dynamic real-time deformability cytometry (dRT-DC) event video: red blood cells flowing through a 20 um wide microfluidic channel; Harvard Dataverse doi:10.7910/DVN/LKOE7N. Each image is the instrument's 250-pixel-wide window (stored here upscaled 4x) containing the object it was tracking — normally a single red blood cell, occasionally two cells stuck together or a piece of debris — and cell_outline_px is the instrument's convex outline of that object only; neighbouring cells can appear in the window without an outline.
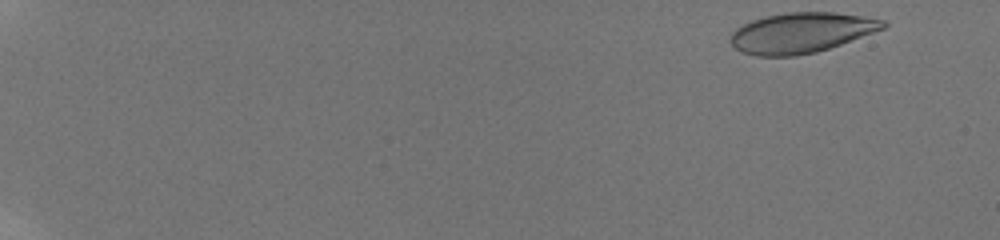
{"species": "human", "species_latin": "Homo sapiens", "temperature_condition": "room temperature", "stored_images_in_passage": 54, "camera_frame_rate_fps": 3000, "um_per_image_px": 0.085, "donor": {"sex": "male"}, "frame": {"image": 1, "passage_image": 2, "time_ms": 0.333, "image_size_px": [1000, 240], "cell_outline_px": [[888, 24], [884, 28], [840, 44], [816, 52], [796, 56], [756, 56], [744, 52], [736, 48], [728, 40], [732, 32], [736, 28], [752, 20], [768, 16], [788, 12], [832, 12], [860, 16], [884, 20]], "centroid_in_image_um": [68.07, 2.79], "position_along_channel_um": 16.9, "area_um2": 35.43}}
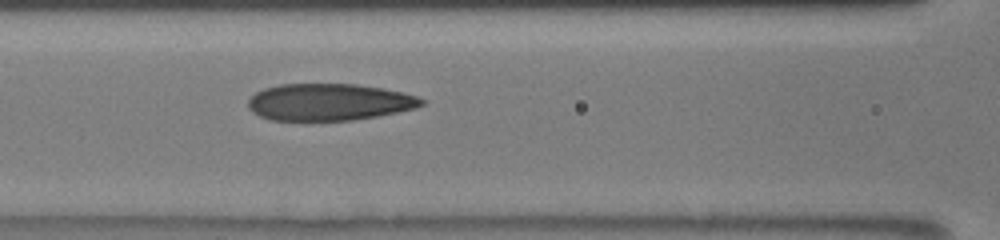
{"frame": {"image": 2, "passage_image": 27, "time_ms": 8.667, "image_size_px": [1000, 240], "cell_outline_px": [[424, 104], [416, 108], [376, 116], [352, 120], [268, 120], [252, 112], [248, 108], [248, 100], [256, 92], [264, 88], [280, 84], [356, 84], [384, 88], [416, 96], [424, 100]], "centroid_in_image_um": [27.94, 8.67], "position_along_channel_um": 138.7, "area_um2": 37.22}}
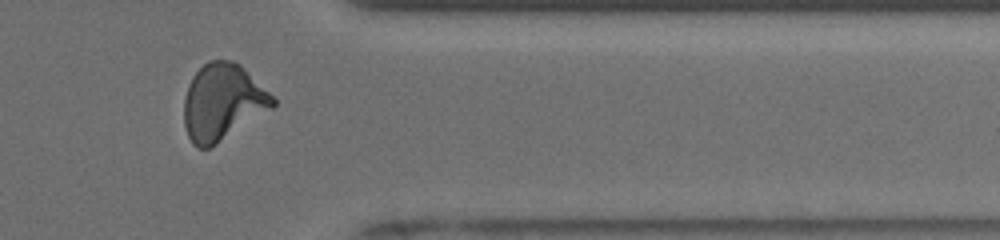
{"frame": {"image": 3, "passage_image": 47, "time_ms": 15.333, "image_size_px": [1000, 240], "cell_outline_px": [[276, 104], [272, 108], [208, 148], [200, 148], [192, 144], [188, 136], [184, 124], [184, 100], [188, 84], [192, 76], [208, 60], [232, 60], [240, 64], [276, 100]], "centroid_in_image_um": [18.89, 8.66], "position_along_channel_um": 392.5, "area_um2": 38.9}, "authors_computed_cell_mechanics": {"area_um2": 37.57, "velocity_mm_per_s": 3.883, "shape_relaxation_time_tau1_ms": 5.1645, "shape_relaxation_time_tau2_ms": 1.3894, "deformation_change_tau1": 0.1969, "deformation_change_tau2": 0.0776}}